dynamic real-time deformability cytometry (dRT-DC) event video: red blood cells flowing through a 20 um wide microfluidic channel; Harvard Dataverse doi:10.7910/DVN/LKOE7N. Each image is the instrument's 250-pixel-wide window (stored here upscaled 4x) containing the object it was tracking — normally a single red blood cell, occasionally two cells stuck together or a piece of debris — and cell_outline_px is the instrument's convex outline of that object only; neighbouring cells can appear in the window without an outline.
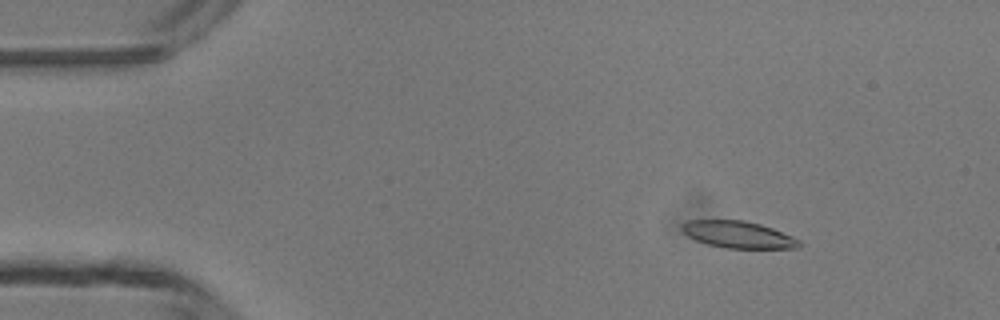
{"species": "common noctule bat (a hibernating species)", "species_latin": "Nyctalus noctula", "temperature_condition": "room temperature", "stored_images_in_passage": 4, "camera_frame_rate_fps": 3000, "um_per_image_px": 0.085, "animal": {"sex": "male", "body_mass_g": 13.3}, "frame": {"image": 1, "passage_image": 2, "time_ms": 1.0, "image_size_px": [1000, 320], "cell_outline_px": [[800, 248], [728, 248], [708, 244], [696, 240], [688, 236], [680, 228], [688, 220], [744, 220], [760, 224], [772, 228], [792, 236], [800, 240]], "centroid_in_image_um": [62.76, 19.94], "position_along_channel_um": 22.2, "area_um2": 18.21}}